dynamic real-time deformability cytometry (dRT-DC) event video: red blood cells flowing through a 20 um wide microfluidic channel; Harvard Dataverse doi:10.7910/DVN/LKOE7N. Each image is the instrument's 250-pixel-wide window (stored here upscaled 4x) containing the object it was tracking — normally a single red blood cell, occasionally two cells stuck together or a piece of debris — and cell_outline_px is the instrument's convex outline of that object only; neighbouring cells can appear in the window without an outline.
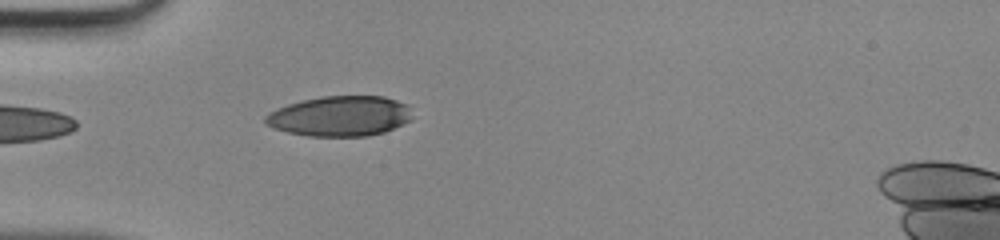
{"species": "human", "species_latin": "Homo sapiens", "temperature_condition": "room temperature", "stored_images_in_passage": 28, "camera_frame_rate_fps": 3000, "um_per_image_px": 0.085, "donor": {"sex": "male"}, "frame": {"image": 1, "passage_image": 1, "time_ms": 0.0, "image_size_px": [1000, 240], "cell_outline_px": [[412, 120], [384, 132], [368, 136], [308, 136], [288, 132], [272, 128], [264, 124], [264, 116], [268, 112], [276, 108], [300, 100], [320, 96], [384, 96], [408, 104], [412, 116]], "centroid_in_image_um": [28.87, 9.86], "position_along_channel_um": 56.1, "area_um2": 34.85}}
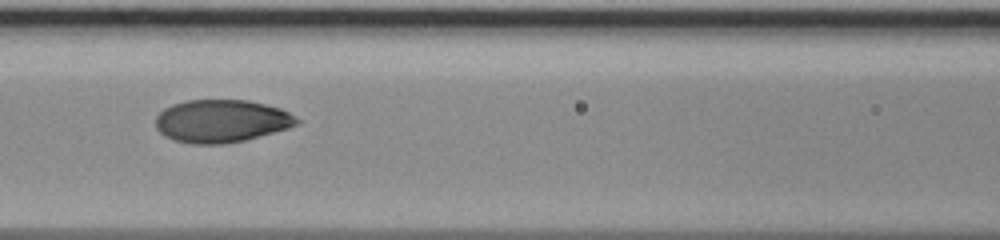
{"frame": {"image": 2, "passage_image": 8, "time_ms": 2.333, "image_size_px": [1000, 240], "cell_outline_px": [[300, 124], [288, 128], [244, 140], [224, 144], [192, 144], [176, 140], [164, 136], [156, 128], [156, 116], [164, 108], [172, 104], [188, 100], [248, 100], [280, 108], [288, 112], [300, 120]], "centroid_in_image_um": [18.81, 10.29], "position_along_channel_um": 147.8, "area_um2": 35.14}}
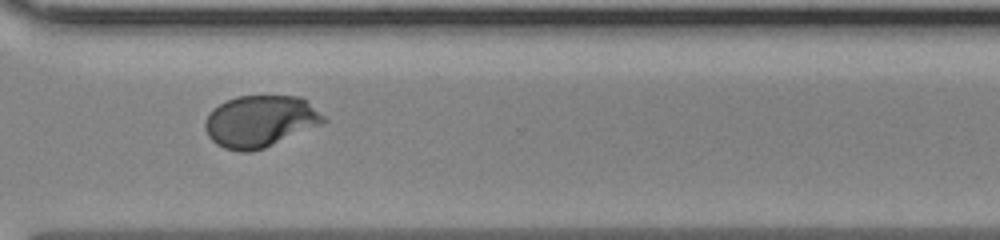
{"frame": {"image": 3, "passage_image": 22, "time_ms": 7.0, "image_size_px": [1000, 240], "cell_outline_px": [[328, 120], [324, 124], [264, 148], [252, 152], [240, 152], [224, 148], [216, 144], [208, 136], [204, 128], [204, 120], [208, 112], [212, 108], [236, 96], [300, 96], [308, 100]], "centroid_in_image_um": [22.12, 10.31], "position_along_channel_um": 348.5, "area_um2": 36.18}}